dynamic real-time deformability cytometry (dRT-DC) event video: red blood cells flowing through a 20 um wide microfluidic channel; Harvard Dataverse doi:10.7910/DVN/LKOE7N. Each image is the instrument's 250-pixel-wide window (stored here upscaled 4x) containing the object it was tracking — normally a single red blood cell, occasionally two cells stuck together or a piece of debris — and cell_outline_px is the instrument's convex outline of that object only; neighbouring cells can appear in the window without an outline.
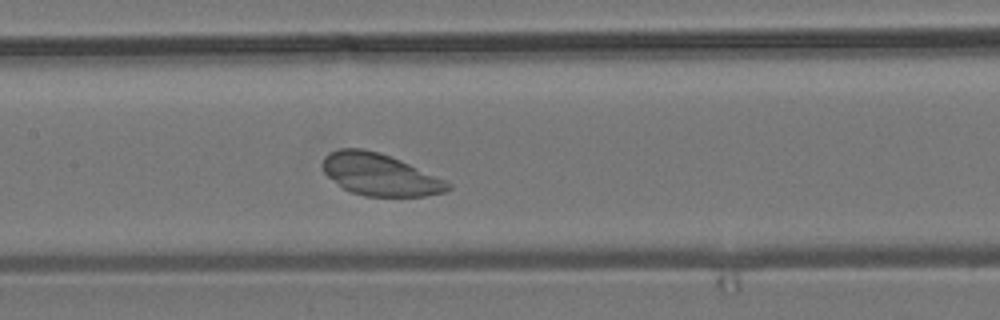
{"species": "common noctule bat (a hibernating species)", "species_latin": "Nyctalus noctula", "temperature_condition": "room temperature", "stored_images_in_passage": 50, "camera_frame_rate_fps": 3000, "um_per_image_px": 0.085, "animal": {"sex": "male", "body_mass_g": 19.2, "forearm_length_mm": 51.8}, "frame": {"image": 1, "passage_image": 22, "time_ms": 7.0, "image_size_px": [1000, 320], "cell_outline_px": [[452, 188], [444, 192], [424, 196], [364, 196], [352, 192], [344, 188], [328, 176], [324, 172], [320, 164], [324, 156], [328, 152], [340, 148], [364, 148], [380, 152], [400, 160], [444, 180], [452, 184]], "centroid_in_image_um": [32.24, 14.82], "position_along_channel_um": 175.2, "area_um2": 30.52}}
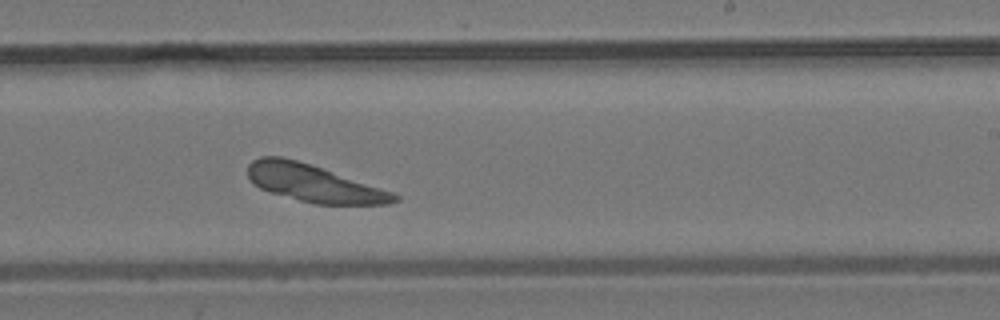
{"frame": {"image": 2, "passage_image": 29, "time_ms": 9.333, "image_size_px": [1000, 320], "cell_outline_px": [[400, 200], [388, 204], [316, 204], [300, 200], [272, 192], [260, 188], [252, 184], [248, 176], [248, 164], [252, 160], [260, 156], [280, 156], [312, 164], [396, 192], [400, 196]], "centroid_in_image_um": [26.72, 15.56], "position_along_channel_um": 262.3, "area_um2": 32.08}}
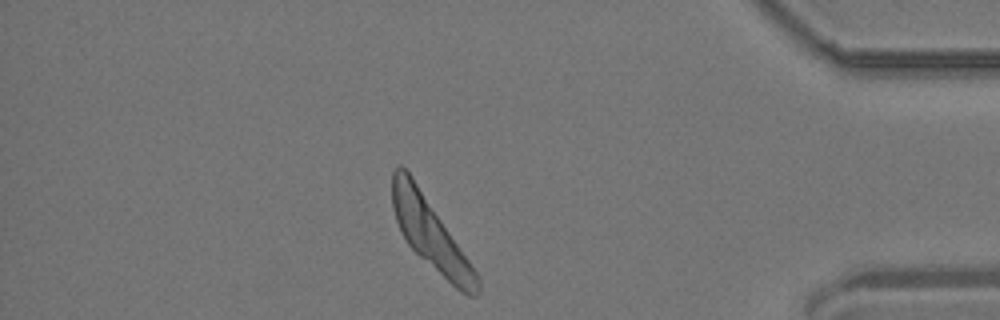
{"frame": {"image": 3, "passage_image": 43, "time_ms": 14.0, "image_size_px": [1000, 320], "cell_outline_px": [[480, 292], [476, 296], [468, 296], [460, 292], [420, 256], [408, 244], [400, 232], [392, 208], [392, 172], [400, 164], [412, 176], [480, 276]], "centroid_in_image_um": [36.61, 19.91], "position_along_channel_um": 398.6, "area_um2": 34.45}}